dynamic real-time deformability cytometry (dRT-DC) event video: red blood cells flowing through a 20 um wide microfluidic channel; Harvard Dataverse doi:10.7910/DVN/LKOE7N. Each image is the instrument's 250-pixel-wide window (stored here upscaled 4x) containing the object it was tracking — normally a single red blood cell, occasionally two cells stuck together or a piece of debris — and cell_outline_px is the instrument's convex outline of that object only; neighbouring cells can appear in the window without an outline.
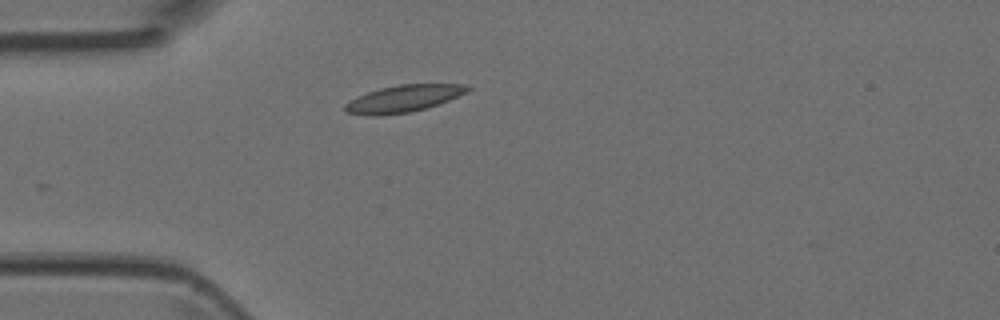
{"species": "Egyptian fruit bat (a non-hibernating species)", "species_latin": "Rousettus aegyptiacus", "temperature_condition": "room temperature", "stored_images_in_passage": 32, "camera_frame_rate_fps": 3000, "um_per_image_px": 0.085, "animal": {"sex": "female"}, "frame": {"image": 1, "passage_image": 1, "time_ms": 0.0, "image_size_px": [1000, 320], "cell_outline_px": [[472, 88], [468, 92], [448, 100], [424, 108], [408, 112], [380, 116], [372, 116], [344, 112], [344, 104], [348, 100], [356, 96], [380, 88], [400, 84], [468, 84]], "centroid_in_image_um": [34.26, 8.38], "position_along_channel_um": 50.7, "area_um2": 19.31}}
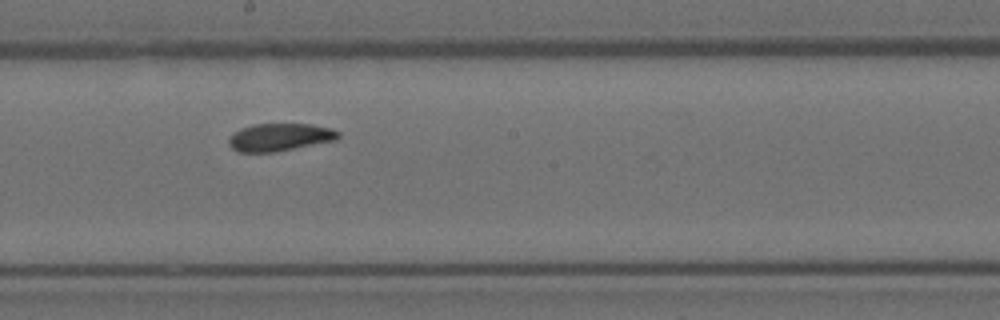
{"frame": {"image": 2, "passage_image": 15, "time_ms": 4.667, "image_size_px": [1000, 320], "cell_outline_px": [[340, 136], [336, 140], [272, 152], [236, 152], [228, 144], [228, 136], [232, 132], [240, 128], [252, 124], [312, 124], [332, 128], [340, 132]], "centroid_in_image_um": [23.73, 11.65], "position_along_channel_um": 224.5, "area_um2": 17.8}}
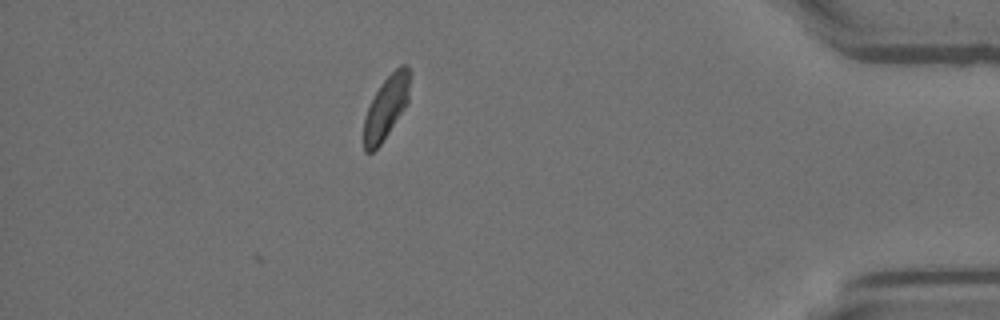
{"frame": {"image": 3, "passage_image": 32, "time_ms": 10.333, "image_size_px": [1000, 320], "cell_outline_px": [[408, 104], [380, 144], [372, 152], [364, 152], [364, 116], [380, 84], [400, 64], [408, 64]], "centroid_in_image_um": [32.81, 9.13], "position_along_channel_um": 402.4, "area_um2": 16.47}}